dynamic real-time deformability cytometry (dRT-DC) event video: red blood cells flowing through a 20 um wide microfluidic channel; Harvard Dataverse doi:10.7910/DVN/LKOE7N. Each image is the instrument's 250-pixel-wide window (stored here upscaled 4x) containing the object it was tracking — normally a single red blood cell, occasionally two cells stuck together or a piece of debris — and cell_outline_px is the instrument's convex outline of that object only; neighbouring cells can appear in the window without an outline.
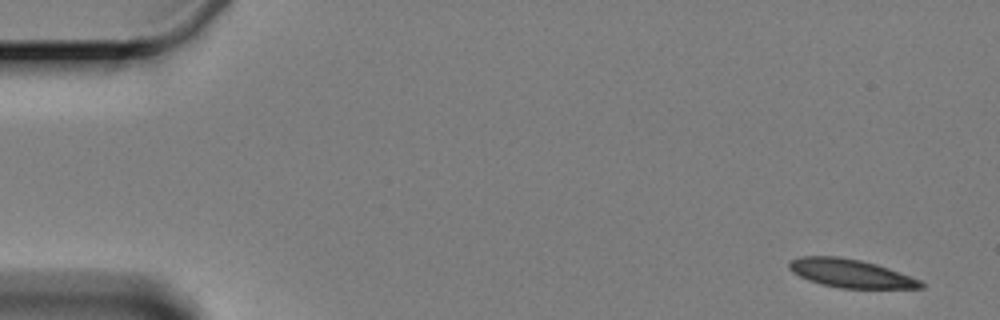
{"species": "Egyptian fruit bat (a non-hibernating species)", "species_latin": "Rousettus aegyptiacus", "temperature_condition": "cold", "stored_images_in_passage": 6, "segment_of_instrument_passage": [1, 2], "camera_frame_rate_fps": 3000, "um_per_image_px": 0.085, "animal": {"sex": "female"}, "frame": {"image": 1, "passage_image": 1, "time_ms": 0.0, "image_size_px": [1000, 320], "cell_outline_px": [[924, 288], [840, 288], [820, 284], [808, 280], [792, 272], [788, 268], [788, 260], [800, 256], [836, 256], [860, 260], [876, 264], [888, 268], [920, 280], [924, 284]], "centroid_in_image_um": [72.24, 23.23], "position_along_channel_um": 12.8, "area_um2": 21.73}}